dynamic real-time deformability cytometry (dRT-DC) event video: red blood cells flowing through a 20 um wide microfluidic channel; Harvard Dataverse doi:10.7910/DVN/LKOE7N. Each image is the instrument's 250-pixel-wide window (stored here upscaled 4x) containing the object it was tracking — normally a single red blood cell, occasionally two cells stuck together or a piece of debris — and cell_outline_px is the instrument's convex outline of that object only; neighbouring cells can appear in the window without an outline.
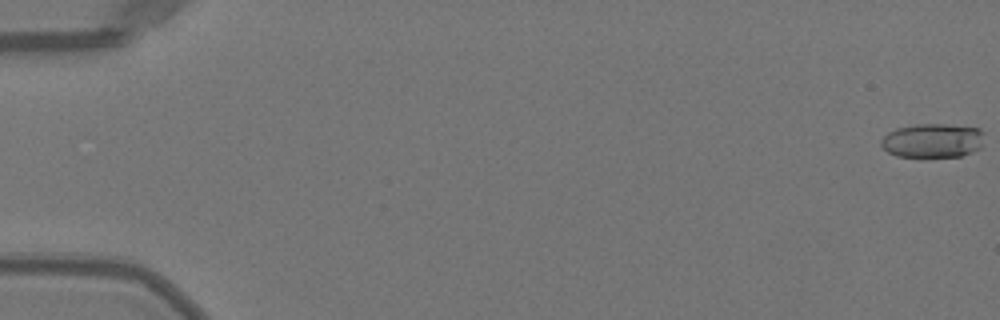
{"species": "Egyptian fruit bat (a non-hibernating species)", "species_latin": "Rousettus aegyptiacus", "temperature_condition": "warm", "stored_images_in_passage": 52, "camera_frame_rate_fps": 3000, "um_per_image_px": 0.085, "animal": {"sex": "female"}, "frame": {"image": 1, "passage_image": 1, "time_ms": 0.0, "image_size_px": [1000, 320], "cell_outline_px": [[984, 132], [980, 148], [972, 152], [960, 156], [896, 156], [888, 152], [880, 144], [880, 140], [888, 132], [896, 128], [916, 124], [944, 124], [980, 128]], "centroid_in_image_um": [79.27, 11.93], "position_along_channel_um": 5.7, "area_um2": 20.46}}
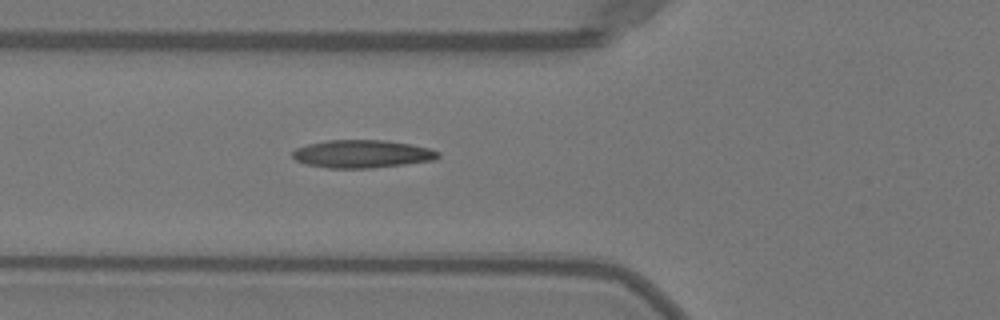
{"frame": {"image": 2, "passage_image": 20, "time_ms": 6.333, "image_size_px": [1000, 320], "cell_outline_px": [[440, 156], [432, 160], [404, 164], [372, 168], [328, 168], [304, 164], [296, 160], [292, 156], [292, 152], [296, 148], [308, 144], [328, 140], [384, 140], [408, 144], [428, 148], [440, 152]], "centroid_in_image_um": [30.74, 13.08], "position_along_channel_um": 95.1, "area_um2": 23.52}}
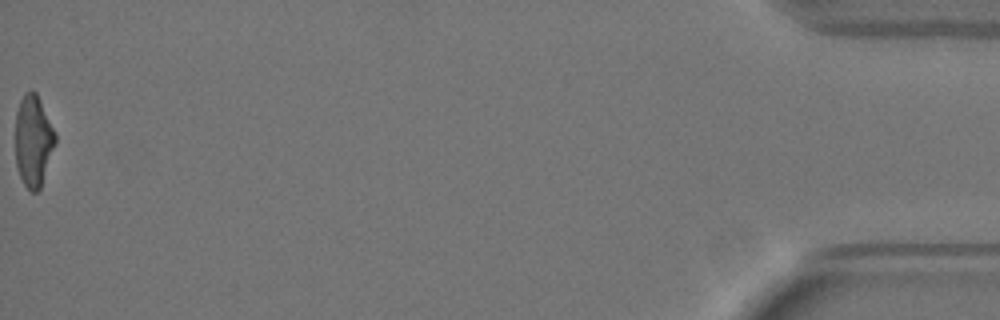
{"frame": {"image": 3, "passage_image": 52, "time_ms": 17.0, "image_size_px": [1000, 320], "cell_outline_px": [[56, 140], [40, 188], [36, 192], [32, 192], [24, 184], [16, 168], [16, 112], [20, 100], [24, 92], [32, 88], [36, 92], [56, 132]], "centroid_in_image_um": [2.82, 11.92], "position_along_channel_um": 432.4, "area_um2": 21.21}, "authors_computed_cell_mechanics": {"area_um2": 22.1374, "velocity_mm_per_s": 4.0604, "shape_relaxation_time_tau1_ms": null, "shape_relaxation_time_tau2_ms": 2.6815, "deformation_change_tau1": null, "deformation_change_tau2": 0.1145}}